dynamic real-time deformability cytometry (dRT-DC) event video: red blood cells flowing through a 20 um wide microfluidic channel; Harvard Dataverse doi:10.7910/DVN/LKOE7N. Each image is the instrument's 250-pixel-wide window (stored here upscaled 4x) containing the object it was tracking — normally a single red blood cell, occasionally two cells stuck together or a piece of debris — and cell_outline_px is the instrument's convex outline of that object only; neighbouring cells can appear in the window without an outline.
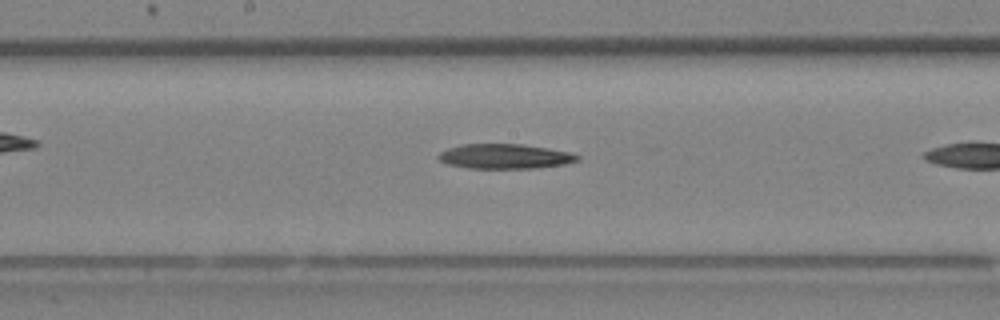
{"species": "Egyptian fruit bat (a non-hibernating species)", "species_latin": "Rousettus aegyptiacus", "temperature_condition": "room temperature", "stored_images_in_passage": 10, "camera_frame_rate_fps": 3000, "um_per_image_px": 0.085, "animal": {"sex": "female"}, "frame": {"image": 1, "passage_image": 7, "time_ms": 2.0, "image_size_px": [1000, 320], "cell_outline_px": [[580, 160], [564, 164], [532, 168], [468, 168], [448, 164], [440, 160], [436, 156], [440, 152], [448, 148], [460, 144], [520, 144], [548, 148], [572, 152], [580, 156]], "centroid_in_image_um": [42.91, 13.28], "position_along_channel_um": 205.3, "area_um2": 20.06}}